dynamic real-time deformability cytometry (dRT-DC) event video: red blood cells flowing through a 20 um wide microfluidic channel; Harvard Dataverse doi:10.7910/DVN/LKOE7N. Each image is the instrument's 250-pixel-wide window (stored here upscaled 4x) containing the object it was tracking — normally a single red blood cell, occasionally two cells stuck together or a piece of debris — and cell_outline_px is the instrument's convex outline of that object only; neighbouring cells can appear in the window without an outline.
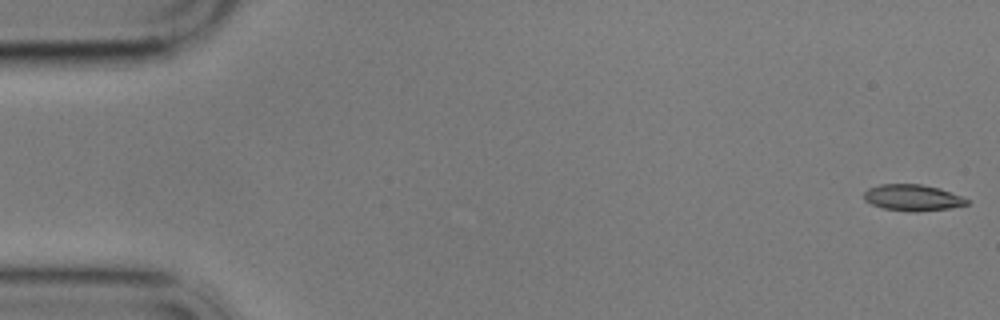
{"species": "common noctule bat (a hibernating species)", "species_latin": "Nyctalus noctula", "temperature_condition": "cold", "stored_images_in_passage": 11, "camera_frame_rate_fps": 3000, "um_per_image_px": 0.085, "animal": {"sex": "male", "body_mass_g": 17.9}, "frame": {"image": 1, "passage_image": 1, "time_ms": 0.0, "image_size_px": [1000, 320], "cell_outline_px": [[968, 204], [952, 208], [916, 212], [908, 212], [884, 208], [872, 204], [864, 200], [864, 192], [868, 188], [880, 184], [920, 184], [940, 188], [960, 196], [968, 200]], "centroid_in_image_um": [77.56, 16.8], "position_along_channel_um": 7.4, "area_um2": 15.78}}
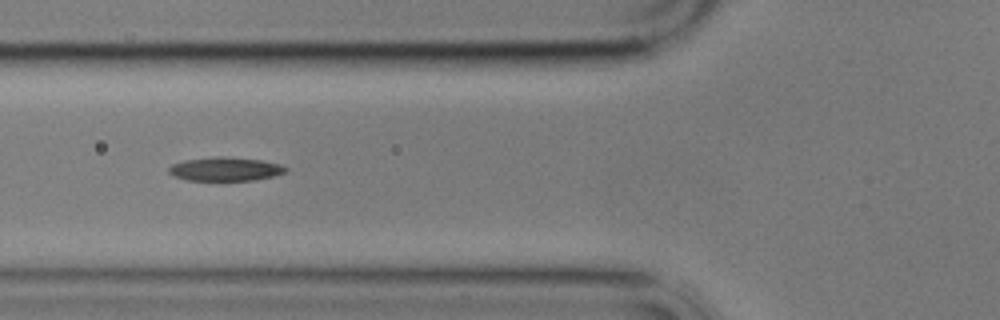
{"frame": {"image": 2, "passage_image": 6, "time_ms": 6.667, "image_size_px": [1000, 320], "cell_outline_px": [[288, 172], [276, 176], [252, 180], [188, 180], [176, 176], [168, 172], [168, 168], [172, 164], [184, 160], [216, 156], [260, 160], [280, 164], [288, 168]], "centroid_in_image_um": [19.19, 14.37], "position_along_channel_um": 106.6, "area_um2": 16.07}}
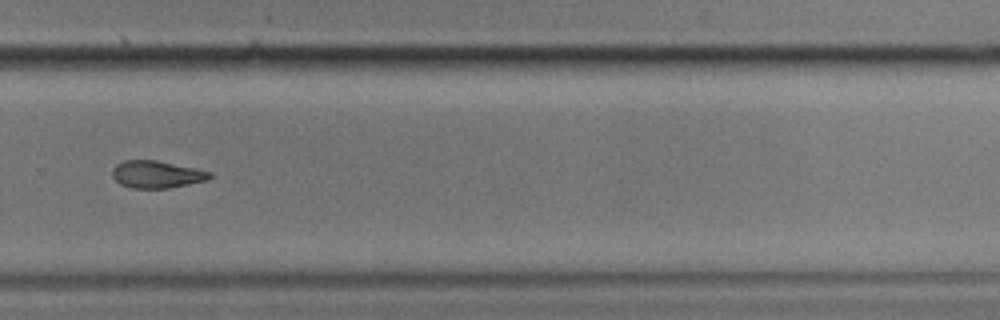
{"frame": {"image": 3, "passage_image": 11, "time_ms": 12.667, "image_size_px": [1000, 320], "cell_outline_px": [[212, 176], [208, 180], [168, 188], [132, 188], [120, 184], [112, 176], [112, 168], [116, 164], [124, 160], [156, 160], [196, 168], [212, 172]], "centroid_in_image_um": [13.32, 14.81], "position_along_channel_um": 316.5, "area_um2": 15.55}}